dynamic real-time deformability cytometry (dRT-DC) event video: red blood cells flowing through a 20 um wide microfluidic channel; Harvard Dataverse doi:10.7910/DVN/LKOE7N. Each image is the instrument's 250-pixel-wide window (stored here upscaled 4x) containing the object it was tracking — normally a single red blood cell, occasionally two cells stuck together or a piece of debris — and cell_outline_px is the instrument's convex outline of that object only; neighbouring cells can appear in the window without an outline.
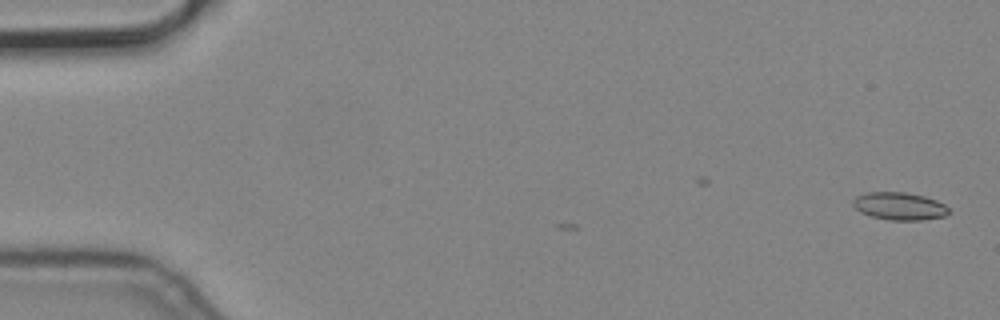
{"species": "common noctule bat (a hibernating species)", "species_latin": "Nyctalus noctula", "temperature_condition": "cold", "stored_images_in_passage": 2, "camera_frame_rate_fps": 3000, "um_per_image_px": 0.085, "animal": {"sex": "male", "body_mass_g": 19.2, "forearm_length_mm": 51.8}, "frame": {"image": 1, "passage_image": 2, "time_ms": 0.333, "image_size_px": [1000, 320], "cell_outline_px": [[952, 212], [944, 216], [920, 220], [888, 220], [872, 216], [860, 212], [852, 204], [852, 200], [856, 196], [868, 192], [904, 192], [924, 196], [936, 200], [944, 204]], "centroid_in_image_um": [76.45, 17.52], "position_along_channel_um": 8.5, "area_um2": 15.43}}